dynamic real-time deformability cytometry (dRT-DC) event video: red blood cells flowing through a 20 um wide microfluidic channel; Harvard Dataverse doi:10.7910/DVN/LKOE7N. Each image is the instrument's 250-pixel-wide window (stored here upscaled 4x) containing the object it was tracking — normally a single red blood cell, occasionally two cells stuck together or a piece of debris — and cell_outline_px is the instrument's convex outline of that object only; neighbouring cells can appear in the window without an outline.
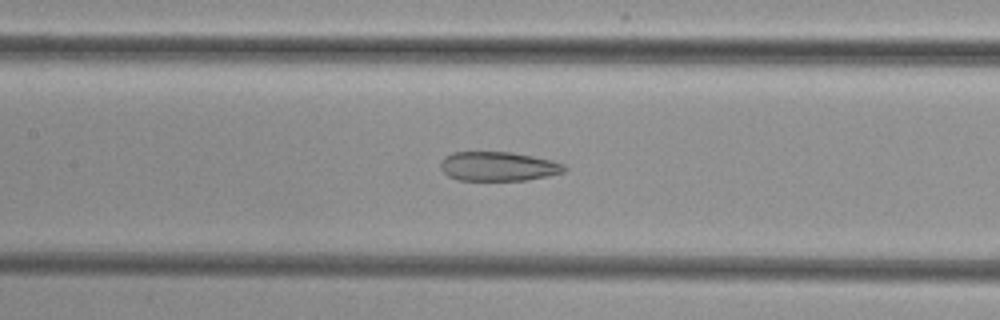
{"species": "common noctule bat (a hibernating species)", "species_latin": "Nyctalus noctula", "temperature_condition": "cold", "stored_images_in_passage": 52, "camera_frame_rate_fps": 3000, "um_per_image_px": 0.085, "animal": {"sex": "female", "body_mass_g": 29.2, "forearm_length_mm": 56.3}, "frame": {"image": 1, "passage_image": 24, "time_ms": 7.667, "image_size_px": [1000, 320], "cell_outline_px": [[568, 168], [564, 172], [548, 176], [528, 180], [456, 180], [448, 176], [440, 168], [440, 160], [444, 156], [452, 152], [512, 152], [552, 160], [564, 164]], "centroid_in_image_um": [42.34, 14.14], "position_along_channel_um": 165.1, "area_um2": 21.33}}
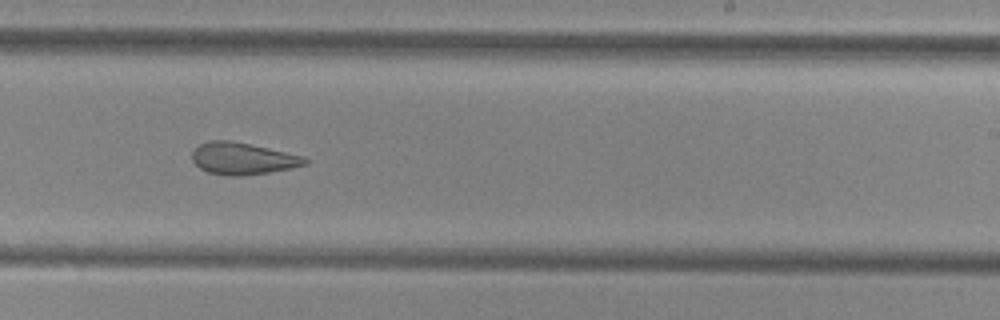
{"frame": {"image": 2, "passage_image": 32, "time_ms": 10.333, "image_size_px": [1000, 320], "cell_outline_px": [[308, 164], [268, 172], [240, 176], [228, 176], [208, 172], [200, 168], [192, 160], [192, 152], [200, 144], [208, 140], [232, 140], [304, 156], [308, 160]], "centroid_in_image_um": [20.61, 13.47], "position_along_channel_um": 268.4, "area_um2": 20.87}}
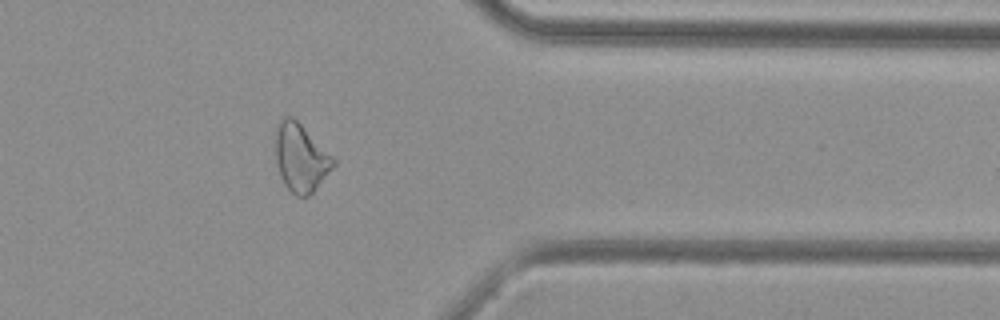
{"frame": {"image": 3, "passage_image": 42, "time_ms": 13.667, "image_size_px": [1000, 320], "cell_outline_px": [[336, 164], [312, 192], [308, 196], [296, 196], [284, 184], [280, 176], [276, 164], [276, 124], [280, 116], [292, 116], [336, 160]], "centroid_in_image_um": [25.53, 13.39], "position_along_channel_um": 385.9, "area_um2": 22.66}}